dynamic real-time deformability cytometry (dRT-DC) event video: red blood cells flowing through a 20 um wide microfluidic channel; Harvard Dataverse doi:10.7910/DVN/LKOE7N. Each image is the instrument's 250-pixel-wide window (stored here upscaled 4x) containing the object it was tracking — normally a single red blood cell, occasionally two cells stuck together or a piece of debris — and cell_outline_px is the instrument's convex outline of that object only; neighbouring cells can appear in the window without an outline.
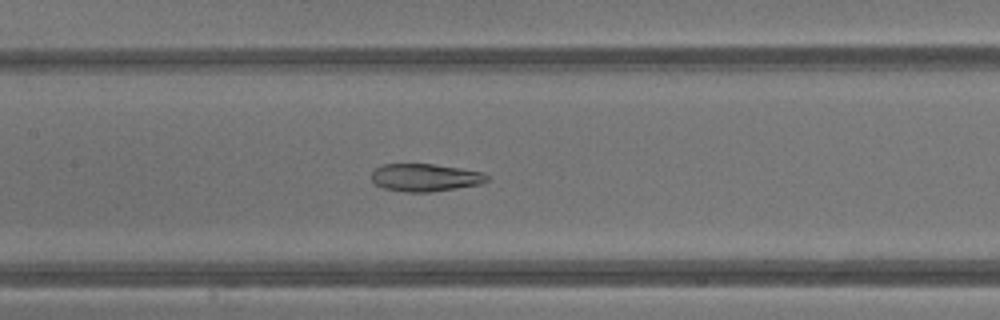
{"species": "common noctule bat (a hibernating species)", "species_latin": "Nyctalus noctula", "temperature_condition": "warm", "stored_images_in_passage": 29, "camera_frame_rate_fps": 3000, "um_per_image_px": 0.085, "animal": {"sex": "male", "body_mass_g": 13.3}, "frame": {"image": 1, "passage_image": 12, "time_ms": 3.667, "image_size_px": [1000, 320], "cell_outline_px": [[488, 180], [480, 184], [432, 192], [404, 192], [384, 188], [376, 184], [368, 176], [376, 168], [384, 164], [432, 164], [460, 168], [484, 172], [488, 176]], "centroid_in_image_um": [36.12, 15.09], "position_along_channel_um": 171.3, "area_um2": 18.67}}
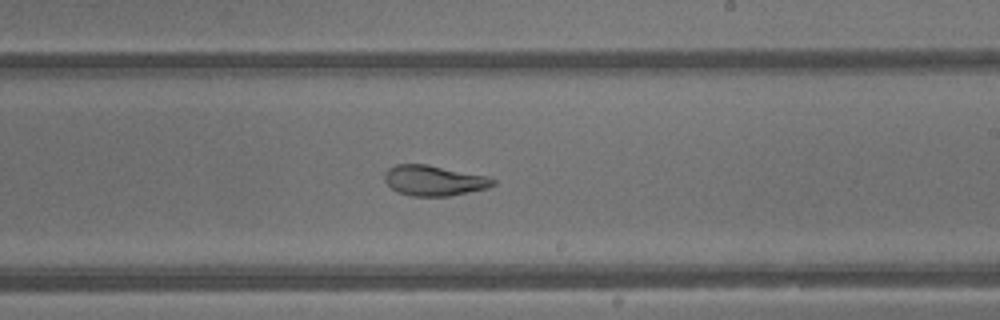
{"frame": {"image": 2, "passage_image": 17, "time_ms": 5.333, "image_size_px": [1000, 320], "cell_outline_px": [[496, 184], [488, 188], [448, 196], [412, 196], [396, 192], [384, 180], [384, 172], [388, 168], [396, 164], [428, 164], [488, 176], [496, 180]], "centroid_in_image_um": [36.89, 15.34], "position_along_channel_um": 252.1, "area_um2": 19.36}}
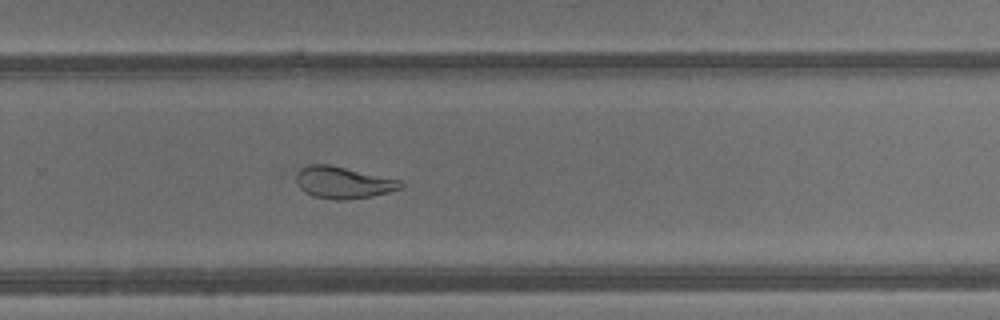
{"frame": {"image": 3, "passage_image": 20, "time_ms": 6.333, "image_size_px": [1000, 320], "cell_outline_px": [[404, 188], [372, 196], [348, 200], [336, 200], [312, 196], [304, 192], [288, 176], [300, 168], [308, 164], [328, 164], [400, 180], [404, 184]], "centroid_in_image_um": [29.05, 15.51], "position_along_channel_um": 300.7, "area_um2": 19.94}, "authors_computed_cell_mechanics": {"area_um2": 20.2878, "velocity_mm_per_s": 4.8781, "shape_relaxation_time_tau1_ms": null, "shape_relaxation_time_tau2_ms": 2.2869, "deformation_change_tau1": null, "deformation_change_tau2": 0.1164}}